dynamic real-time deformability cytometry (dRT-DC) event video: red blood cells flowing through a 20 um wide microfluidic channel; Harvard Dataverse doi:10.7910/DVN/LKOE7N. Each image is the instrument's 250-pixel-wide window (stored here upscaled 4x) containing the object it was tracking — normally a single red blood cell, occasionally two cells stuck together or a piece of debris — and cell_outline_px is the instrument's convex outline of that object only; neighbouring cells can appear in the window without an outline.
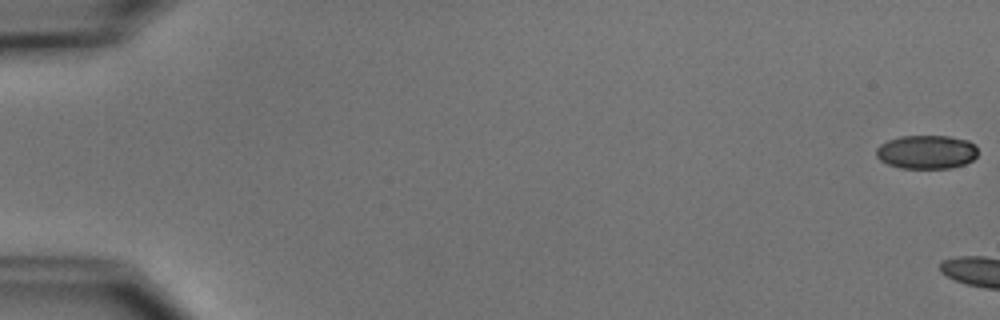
{"species": "common noctule bat (a hibernating species)", "species_latin": "Nyctalus noctula", "temperature_condition": "cold", "stored_images_in_passage": 12, "camera_frame_rate_fps": 3000, "um_per_image_px": 0.085, "animal": {"sex": "male", "body_mass_g": 15.6}, "frame": {"image": 1, "passage_image": 1, "time_ms": 0.0, "image_size_px": [1000, 320], "cell_outline_px": [[976, 156], [972, 160], [964, 164], [952, 168], [900, 168], [888, 164], [880, 160], [876, 156], [876, 148], [880, 144], [888, 140], [900, 136], [948, 136], [968, 140], [976, 144]], "centroid_in_image_um": [78.74, 12.91], "position_along_channel_um": 6.3, "area_um2": 20.06}}